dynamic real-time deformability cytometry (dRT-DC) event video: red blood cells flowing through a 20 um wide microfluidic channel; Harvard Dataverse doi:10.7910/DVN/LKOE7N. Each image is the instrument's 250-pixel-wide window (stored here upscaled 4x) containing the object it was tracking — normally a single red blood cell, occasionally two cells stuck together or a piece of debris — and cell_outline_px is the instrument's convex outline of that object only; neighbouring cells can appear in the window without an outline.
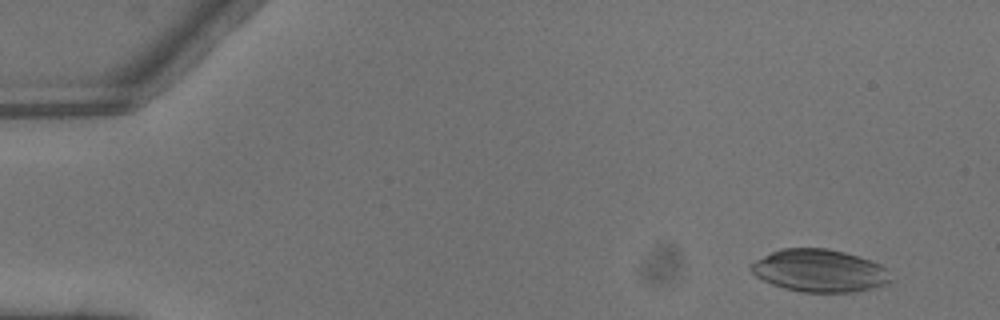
{"species": "common noctule bat (a hibernating species)", "species_latin": "Nyctalus noctula", "temperature_condition": "warm", "stored_images_in_passage": 3, "camera_frame_rate_fps": 3000, "um_per_image_px": 0.085, "animal": {"sex": "male", "body_mass_g": 13.3}, "frame": {"image": 1, "passage_image": 1, "time_ms": 0.0, "image_size_px": [1000, 320], "cell_outline_px": [[888, 280], [884, 284], [872, 288], [852, 292], [800, 292], [784, 288], [772, 284], [756, 276], [748, 268], [748, 264], [780, 248], [828, 248], [844, 252], [880, 264], [884, 268]], "centroid_in_image_um": [69.56, 23.0], "position_along_channel_um": 15.4, "area_um2": 34.16}}
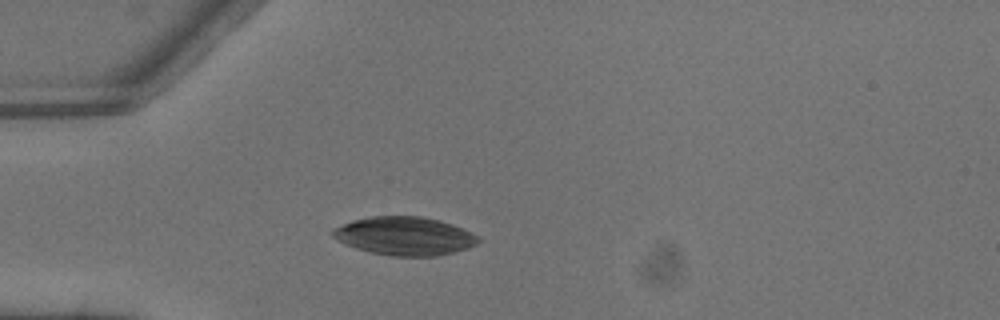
{"frame": {"image": 2, "passage_image": 3, "time_ms": 0.667, "image_size_px": [1000, 320], "cell_outline_px": [[480, 240], [476, 244], [468, 248], [436, 256], [392, 256], [372, 252], [356, 248], [332, 236], [328, 232], [352, 220], [372, 216], [420, 216], [440, 220], [452, 224], [472, 232]], "centroid_in_image_um": [34.41, 20.05], "position_along_channel_um": 50.6, "area_um2": 32.25}}